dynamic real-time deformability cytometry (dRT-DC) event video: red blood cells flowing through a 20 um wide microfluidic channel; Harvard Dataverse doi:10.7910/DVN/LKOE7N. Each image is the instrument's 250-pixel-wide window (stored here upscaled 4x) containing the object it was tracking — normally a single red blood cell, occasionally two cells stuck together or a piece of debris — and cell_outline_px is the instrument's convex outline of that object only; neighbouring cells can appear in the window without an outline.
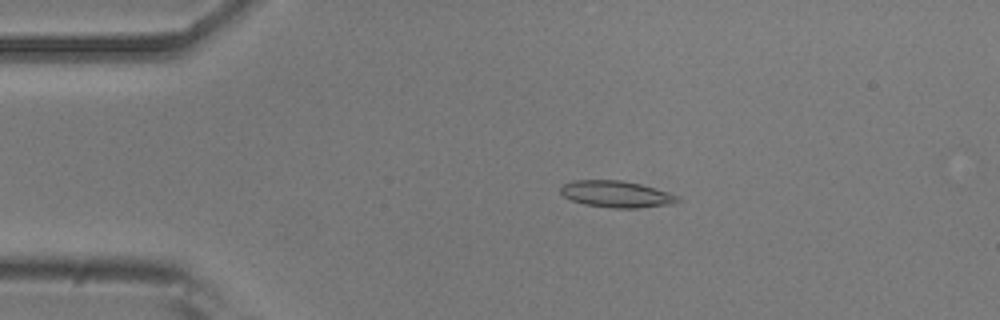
{"species": "common noctule bat (a hibernating species)", "species_latin": "Nyctalus noctula", "temperature_condition": "room temperature", "stored_images_in_passage": 53, "camera_frame_rate_fps": 3000, "um_per_image_px": 0.085, "animal": {"sex": "male", "body_mass_g": 20.5, "forearm_length_mm": 52.5}, "frame": {"image": 1, "passage_image": 11, "time_ms": 3.333, "image_size_px": [1000, 320], "cell_outline_px": [[680, 200], [668, 204], [640, 208], [612, 208], [584, 204], [572, 200], [564, 196], [560, 192], [560, 188], [564, 184], [572, 180], [620, 180], [640, 184], [668, 192], [680, 196]], "centroid_in_image_um": [52.37, 16.5], "position_along_channel_um": 32.6, "area_um2": 18.03}}
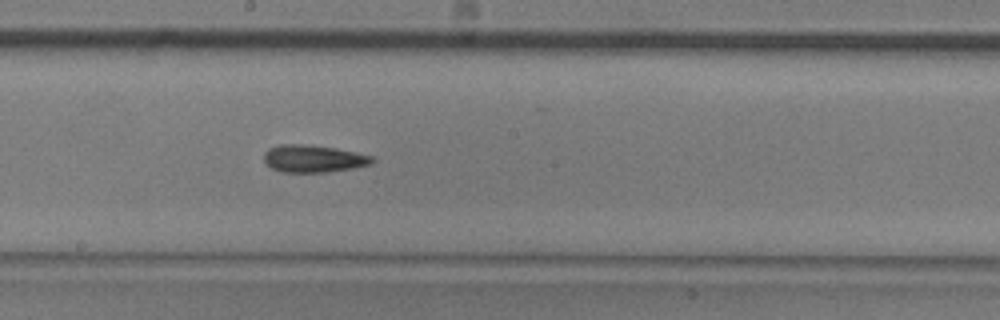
{"frame": {"image": 2, "passage_image": 29, "time_ms": 9.333, "image_size_px": [1000, 320], "cell_outline_px": [[376, 160], [372, 164], [352, 168], [328, 172], [280, 172], [264, 164], [264, 152], [268, 148], [280, 144], [304, 144], [336, 148], [372, 156]], "centroid_in_image_um": [26.61, 13.48], "position_along_channel_um": 221.6, "area_um2": 17.4}}
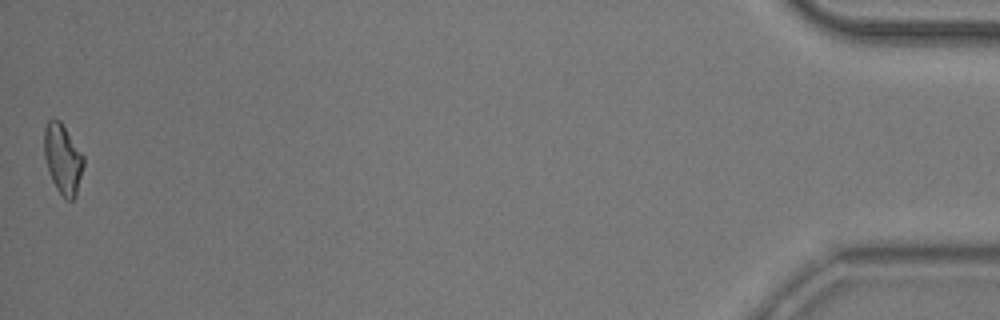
{"frame": {"image": 3, "passage_image": 53, "time_ms": 17.333, "image_size_px": [1000, 320], "cell_outline_px": [[84, 164], [76, 196], [72, 200], [64, 200], [56, 188], [52, 180], [44, 156], [44, 128], [48, 120], [60, 120], [84, 156]], "centroid_in_image_um": [5.34, 13.53], "position_along_channel_um": 429.9, "area_um2": 16.01}, "authors_computed_cell_mechanics": {"area_um2": 16.8198, "velocity_mm_per_s": 3.827, "shape_relaxation_time_tau1_ms": 7.7362, "shape_relaxation_time_tau2_ms": 7.4692, "deformation_change_tau1": 0.2159, "deformation_change_tau2": 0.1981}}